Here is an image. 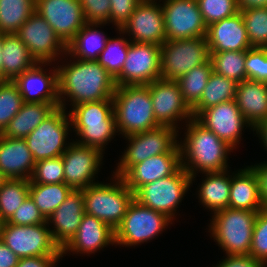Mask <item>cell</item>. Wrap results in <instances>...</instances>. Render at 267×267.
<instances>
[{"label": "cell", "instance_id": "6da1fadb", "mask_svg": "<svg viewBox=\"0 0 267 267\" xmlns=\"http://www.w3.org/2000/svg\"><path fill=\"white\" fill-rule=\"evenodd\" d=\"M56 67L59 107L66 111L84 102L113 98L115 79L96 60L75 59L66 53Z\"/></svg>", "mask_w": 267, "mask_h": 267}, {"label": "cell", "instance_id": "7a4b0ae2", "mask_svg": "<svg viewBox=\"0 0 267 267\" xmlns=\"http://www.w3.org/2000/svg\"><path fill=\"white\" fill-rule=\"evenodd\" d=\"M179 146L181 166L191 176V187L193 183L197 185L199 173L219 172L231 168L229 155L235 150L195 118L180 129Z\"/></svg>", "mask_w": 267, "mask_h": 267}, {"label": "cell", "instance_id": "3957f363", "mask_svg": "<svg viewBox=\"0 0 267 267\" xmlns=\"http://www.w3.org/2000/svg\"><path fill=\"white\" fill-rule=\"evenodd\" d=\"M258 211L225 208L209 215L208 236L223 255H249Z\"/></svg>", "mask_w": 267, "mask_h": 267}, {"label": "cell", "instance_id": "277c9868", "mask_svg": "<svg viewBox=\"0 0 267 267\" xmlns=\"http://www.w3.org/2000/svg\"><path fill=\"white\" fill-rule=\"evenodd\" d=\"M112 100L120 138L160 126L154 116L148 85L117 86Z\"/></svg>", "mask_w": 267, "mask_h": 267}, {"label": "cell", "instance_id": "5b68a950", "mask_svg": "<svg viewBox=\"0 0 267 267\" xmlns=\"http://www.w3.org/2000/svg\"><path fill=\"white\" fill-rule=\"evenodd\" d=\"M110 175L106 180L90 185L82 192L84 212L100 219L115 231L134 200V193L127 187L122 177L112 173Z\"/></svg>", "mask_w": 267, "mask_h": 267}, {"label": "cell", "instance_id": "8992f818", "mask_svg": "<svg viewBox=\"0 0 267 267\" xmlns=\"http://www.w3.org/2000/svg\"><path fill=\"white\" fill-rule=\"evenodd\" d=\"M126 142L122 155L118 157L113 175L123 177L135 164L149 157L164 153H181L179 130L170 126H159L151 130L122 137Z\"/></svg>", "mask_w": 267, "mask_h": 267}, {"label": "cell", "instance_id": "52a82bcc", "mask_svg": "<svg viewBox=\"0 0 267 267\" xmlns=\"http://www.w3.org/2000/svg\"><path fill=\"white\" fill-rule=\"evenodd\" d=\"M175 224L166 215L133 200L122 223L115 229V247H136L157 240Z\"/></svg>", "mask_w": 267, "mask_h": 267}, {"label": "cell", "instance_id": "ba28073f", "mask_svg": "<svg viewBox=\"0 0 267 267\" xmlns=\"http://www.w3.org/2000/svg\"><path fill=\"white\" fill-rule=\"evenodd\" d=\"M189 190L191 192V176L181 166L173 175L141 186L134 193V199L176 222L181 215L178 214L180 203L190 194Z\"/></svg>", "mask_w": 267, "mask_h": 267}, {"label": "cell", "instance_id": "9c48e42d", "mask_svg": "<svg viewBox=\"0 0 267 267\" xmlns=\"http://www.w3.org/2000/svg\"><path fill=\"white\" fill-rule=\"evenodd\" d=\"M72 136L69 113L64 108L58 107L25 140L34 161L37 162L62 156L67 147L74 141Z\"/></svg>", "mask_w": 267, "mask_h": 267}, {"label": "cell", "instance_id": "30bf717a", "mask_svg": "<svg viewBox=\"0 0 267 267\" xmlns=\"http://www.w3.org/2000/svg\"><path fill=\"white\" fill-rule=\"evenodd\" d=\"M161 79L177 81L210 60L206 37L165 41L160 46Z\"/></svg>", "mask_w": 267, "mask_h": 267}, {"label": "cell", "instance_id": "8fae6325", "mask_svg": "<svg viewBox=\"0 0 267 267\" xmlns=\"http://www.w3.org/2000/svg\"><path fill=\"white\" fill-rule=\"evenodd\" d=\"M1 240L19 257L62 256L54 243L49 226L14 225L3 222Z\"/></svg>", "mask_w": 267, "mask_h": 267}, {"label": "cell", "instance_id": "7c38bea8", "mask_svg": "<svg viewBox=\"0 0 267 267\" xmlns=\"http://www.w3.org/2000/svg\"><path fill=\"white\" fill-rule=\"evenodd\" d=\"M155 119L160 126L180 131L193 118L177 81L157 79L148 84ZM183 124V125H182Z\"/></svg>", "mask_w": 267, "mask_h": 267}, {"label": "cell", "instance_id": "4fadbf2b", "mask_svg": "<svg viewBox=\"0 0 267 267\" xmlns=\"http://www.w3.org/2000/svg\"><path fill=\"white\" fill-rule=\"evenodd\" d=\"M195 119L235 151L240 148V144L243 145L241 141L245 130L254 133V128L243 117L235 100L204 109Z\"/></svg>", "mask_w": 267, "mask_h": 267}, {"label": "cell", "instance_id": "5bb4252c", "mask_svg": "<svg viewBox=\"0 0 267 267\" xmlns=\"http://www.w3.org/2000/svg\"><path fill=\"white\" fill-rule=\"evenodd\" d=\"M105 154L96 148L73 141L62 154L65 183L74 190L100 182L99 173L103 169Z\"/></svg>", "mask_w": 267, "mask_h": 267}, {"label": "cell", "instance_id": "9a60e30c", "mask_svg": "<svg viewBox=\"0 0 267 267\" xmlns=\"http://www.w3.org/2000/svg\"><path fill=\"white\" fill-rule=\"evenodd\" d=\"M160 78V46L130 41L125 64L115 79L116 86L148 85Z\"/></svg>", "mask_w": 267, "mask_h": 267}, {"label": "cell", "instance_id": "2e32d148", "mask_svg": "<svg viewBox=\"0 0 267 267\" xmlns=\"http://www.w3.org/2000/svg\"><path fill=\"white\" fill-rule=\"evenodd\" d=\"M16 35L38 63L56 64L66 54V45L37 12L27 19Z\"/></svg>", "mask_w": 267, "mask_h": 267}, {"label": "cell", "instance_id": "e0dca14e", "mask_svg": "<svg viewBox=\"0 0 267 267\" xmlns=\"http://www.w3.org/2000/svg\"><path fill=\"white\" fill-rule=\"evenodd\" d=\"M166 41L206 37L207 25L197 0H160Z\"/></svg>", "mask_w": 267, "mask_h": 267}, {"label": "cell", "instance_id": "ac0fdd59", "mask_svg": "<svg viewBox=\"0 0 267 267\" xmlns=\"http://www.w3.org/2000/svg\"><path fill=\"white\" fill-rule=\"evenodd\" d=\"M121 30L131 42L161 46L166 41L160 0H142Z\"/></svg>", "mask_w": 267, "mask_h": 267}, {"label": "cell", "instance_id": "d6986e66", "mask_svg": "<svg viewBox=\"0 0 267 267\" xmlns=\"http://www.w3.org/2000/svg\"><path fill=\"white\" fill-rule=\"evenodd\" d=\"M13 82L24 102L51 103L56 108L59 107L58 72L55 63L37 62Z\"/></svg>", "mask_w": 267, "mask_h": 267}, {"label": "cell", "instance_id": "ffe728a7", "mask_svg": "<svg viewBox=\"0 0 267 267\" xmlns=\"http://www.w3.org/2000/svg\"><path fill=\"white\" fill-rule=\"evenodd\" d=\"M35 10L65 45L86 24L79 0H35Z\"/></svg>", "mask_w": 267, "mask_h": 267}, {"label": "cell", "instance_id": "44dd1931", "mask_svg": "<svg viewBox=\"0 0 267 267\" xmlns=\"http://www.w3.org/2000/svg\"><path fill=\"white\" fill-rule=\"evenodd\" d=\"M108 246L115 247V231L100 219L85 213L75 236L61 250V255L62 259L70 255L90 257Z\"/></svg>", "mask_w": 267, "mask_h": 267}, {"label": "cell", "instance_id": "7402d4cb", "mask_svg": "<svg viewBox=\"0 0 267 267\" xmlns=\"http://www.w3.org/2000/svg\"><path fill=\"white\" fill-rule=\"evenodd\" d=\"M84 212L82 190H72L46 220L54 243L62 250L75 236Z\"/></svg>", "mask_w": 267, "mask_h": 267}, {"label": "cell", "instance_id": "603a6c76", "mask_svg": "<svg viewBox=\"0 0 267 267\" xmlns=\"http://www.w3.org/2000/svg\"><path fill=\"white\" fill-rule=\"evenodd\" d=\"M206 40L210 53L246 51L252 48L240 11L207 26Z\"/></svg>", "mask_w": 267, "mask_h": 267}, {"label": "cell", "instance_id": "cb8c5ba5", "mask_svg": "<svg viewBox=\"0 0 267 267\" xmlns=\"http://www.w3.org/2000/svg\"><path fill=\"white\" fill-rule=\"evenodd\" d=\"M181 167V153H164L135 164L122 178L135 193L141 186L173 175Z\"/></svg>", "mask_w": 267, "mask_h": 267}, {"label": "cell", "instance_id": "d4e9b609", "mask_svg": "<svg viewBox=\"0 0 267 267\" xmlns=\"http://www.w3.org/2000/svg\"><path fill=\"white\" fill-rule=\"evenodd\" d=\"M35 163L25 139L0 134V170L7 179L30 180Z\"/></svg>", "mask_w": 267, "mask_h": 267}, {"label": "cell", "instance_id": "484cf974", "mask_svg": "<svg viewBox=\"0 0 267 267\" xmlns=\"http://www.w3.org/2000/svg\"><path fill=\"white\" fill-rule=\"evenodd\" d=\"M202 178L197 188L195 186L196 199L198 203L203 207L202 209L210 212V215L214 212L228 208L230 185H231V168L219 171V172H207L200 173Z\"/></svg>", "mask_w": 267, "mask_h": 267}, {"label": "cell", "instance_id": "4316f807", "mask_svg": "<svg viewBox=\"0 0 267 267\" xmlns=\"http://www.w3.org/2000/svg\"><path fill=\"white\" fill-rule=\"evenodd\" d=\"M228 208L248 211L264 209L259 196L258 177L249 165L231 170Z\"/></svg>", "mask_w": 267, "mask_h": 267}, {"label": "cell", "instance_id": "83f0119b", "mask_svg": "<svg viewBox=\"0 0 267 267\" xmlns=\"http://www.w3.org/2000/svg\"><path fill=\"white\" fill-rule=\"evenodd\" d=\"M235 102L243 117L255 129L267 120V83L252 80L237 83Z\"/></svg>", "mask_w": 267, "mask_h": 267}, {"label": "cell", "instance_id": "f1b7e54d", "mask_svg": "<svg viewBox=\"0 0 267 267\" xmlns=\"http://www.w3.org/2000/svg\"><path fill=\"white\" fill-rule=\"evenodd\" d=\"M106 26L110 25L107 23H86L66 45V53L75 59L97 60L109 37L102 30Z\"/></svg>", "mask_w": 267, "mask_h": 267}, {"label": "cell", "instance_id": "f546056e", "mask_svg": "<svg viewBox=\"0 0 267 267\" xmlns=\"http://www.w3.org/2000/svg\"><path fill=\"white\" fill-rule=\"evenodd\" d=\"M55 109L51 103L24 102L1 135L25 139Z\"/></svg>", "mask_w": 267, "mask_h": 267}, {"label": "cell", "instance_id": "4dcf8cb0", "mask_svg": "<svg viewBox=\"0 0 267 267\" xmlns=\"http://www.w3.org/2000/svg\"><path fill=\"white\" fill-rule=\"evenodd\" d=\"M2 59L3 81H13L37 63L16 34H5Z\"/></svg>", "mask_w": 267, "mask_h": 267}, {"label": "cell", "instance_id": "1f68e13d", "mask_svg": "<svg viewBox=\"0 0 267 267\" xmlns=\"http://www.w3.org/2000/svg\"><path fill=\"white\" fill-rule=\"evenodd\" d=\"M74 141L78 144L89 146L100 150L103 154L108 149L111 141H117L118 134L116 121H103L95 124H72Z\"/></svg>", "mask_w": 267, "mask_h": 267}, {"label": "cell", "instance_id": "d6a6232c", "mask_svg": "<svg viewBox=\"0 0 267 267\" xmlns=\"http://www.w3.org/2000/svg\"><path fill=\"white\" fill-rule=\"evenodd\" d=\"M236 87L237 83L234 80L213 71L202 92L200 101L192 108L193 118H196L204 109L222 102L235 100Z\"/></svg>", "mask_w": 267, "mask_h": 267}, {"label": "cell", "instance_id": "836d02e7", "mask_svg": "<svg viewBox=\"0 0 267 267\" xmlns=\"http://www.w3.org/2000/svg\"><path fill=\"white\" fill-rule=\"evenodd\" d=\"M72 190L66 183H29V196L46 220Z\"/></svg>", "mask_w": 267, "mask_h": 267}, {"label": "cell", "instance_id": "e575fe53", "mask_svg": "<svg viewBox=\"0 0 267 267\" xmlns=\"http://www.w3.org/2000/svg\"><path fill=\"white\" fill-rule=\"evenodd\" d=\"M35 11V0H0V33L16 34Z\"/></svg>", "mask_w": 267, "mask_h": 267}, {"label": "cell", "instance_id": "d590c367", "mask_svg": "<svg viewBox=\"0 0 267 267\" xmlns=\"http://www.w3.org/2000/svg\"><path fill=\"white\" fill-rule=\"evenodd\" d=\"M117 35L108 37L105 48L96 60L107 72L116 79L127 58L130 40L121 29H116Z\"/></svg>", "mask_w": 267, "mask_h": 267}, {"label": "cell", "instance_id": "8d00e7d4", "mask_svg": "<svg viewBox=\"0 0 267 267\" xmlns=\"http://www.w3.org/2000/svg\"><path fill=\"white\" fill-rule=\"evenodd\" d=\"M212 72L213 67L211 60H209L193 68L177 80L183 98L191 109L200 101L202 92L207 86Z\"/></svg>", "mask_w": 267, "mask_h": 267}, {"label": "cell", "instance_id": "74e56055", "mask_svg": "<svg viewBox=\"0 0 267 267\" xmlns=\"http://www.w3.org/2000/svg\"><path fill=\"white\" fill-rule=\"evenodd\" d=\"M68 113L71 124H95L103 123V121H115L112 99L84 102L73 106Z\"/></svg>", "mask_w": 267, "mask_h": 267}, {"label": "cell", "instance_id": "f35d334b", "mask_svg": "<svg viewBox=\"0 0 267 267\" xmlns=\"http://www.w3.org/2000/svg\"><path fill=\"white\" fill-rule=\"evenodd\" d=\"M246 51H223L210 53L213 71L240 83L247 80L245 69Z\"/></svg>", "mask_w": 267, "mask_h": 267}, {"label": "cell", "instance_id": "ab89813d", "mask_svg": "<svg viewBox=\"0 0 267 267\" xmlns=\"http://www.w3.org/2000/svg\"><path fill=\"white\" fill-rule=\"evenodd\" d=\"M29 196V180L7 179L0 187V218L7 222Z\"/></svg>", "mask_w": 267, "mask_h": 267}, {"label": "cell", "instance_id": "60d3db41", "mask_svg": "<svg viewBox=\"0 0 267 267\" xmlns=\"http://www.w3.org/2000/svg\"><path fill=\"white\" fill-rule=\"evenodd\" d=\"M251 47L267 48V7L241 10Z\"/></svg>", "mask_w": 267, "mask_h": 267}, {"label": "cell", "instance_id": "b9f144b4", "mask_svg": "<svg viewBox=\"0 0 267 267\" xmlns=\"http://www.w3.org/2000/svg\"><path fill=\"white\" fill-rule=\"evenodd\" d=\"M24 101L13 81H0V134L20 111Z\"/></svg>", "mask_w": 267, "mask_h": 267}, {"label": "cell", "instance_id": "7bdbcfd3", "mask_svg": "<svg viewBox=\"0 0 267 267\" xmlns=\"http://www.w3.org/2000/svg\"><path fill=\"white\" fill-rule=\"evenodd\" d=\"M62 156L37 161L29 183H65Z\"/></svg>", "mask_w": 267, "mask_h": 267}, {"label": "cell", "instance_id": "ee69618b", "mask_svg": "<svg viewBox=\"0 0 267 267\" xmlns=\"http://www.w3.org/2000/svg\"><path fill=\"white\" fill-rule=\"evenodd\" d=\"M207 26L239 12L237 0H197Z\"/></svg>", "mask_w": 267, "mask_h": 267}, {"label": "cell", "instance_id": "f6af8a7d", "mask_svg": "<svg viewBox=\"0 0 267 267\" xmlns=\"http://www.w3.org/2000/svg\"><path fill=\"white\" fill-rule=\"evenodd\" d=\"M249 255L267 267V208L257 213Z\"/></svg>", "mask_w": 267, "mask_h": 267}, {"label": "cell", "instance_id": "bcb514c9", "mask_svg": "<svg viewBox=\"0 0 267 267\" xmlns=\"http://www.w3.org/2000/svg\"><path fill=\"white\" fill-rule=\"evenodd\" d=\"M245 69L247 80L267 83V48L246 50Z\"/></svg>", "mask_w": 267, "mask_h": 267}, {"label": "cell", "instance_id": "7dc6e473", "mask_svg": "<svg viewBox=\"0 0 267 267\" xmlns=\"http://www.w3.org/2000/svg\"><path fill=\"white\" fill-rule=\"evenodd\" d=\"M7 223L25 226L45 224L47 222L44 216L40 213L34 201L30 196H28L24 200V202L16 209Z\"/></svg>", "mask_w": 267, "mask_h": 267}, {"label": "cell", "instance_id": "c3c4849f", "mask_svg": "<svg viewBox=\"0 0 267 267\" xmlns=\"http://www.w3.org/2000/svg\"><path fill=\"white\" fill-rule=\"evenodd\" d=\"M86 23L110 25V0H79Z\"/></svg>", "mask_w": 267, "mask_h": 267}, {"label": "cell", "instance_id": "681fc988", "mask_svg": "<svg viewBox=\"0 0 267 267\" xmlns=\"http://www.w3.org/2000/svg\"><path fill=\"white\" fill-rule=\"evenodd\" d=\"M142 0H110V25L121 29Z\"/></svg>", "mask_w": 267, "mask_h": 267}, {"label": "cell", "instance_id": "f907efd6", "mask_svg": "<svg viewBox=\"0 0 267 267\" xmlns=\"http://www.w3.org/2000/svg\"><path fill=\"white\" fill-rule=\"evenodd\" d=\"M212 267H265L251 255H223Z\"/></svg>", "mask_w": 267, "mask_h": 267}, {"label": "cell", "instance_id": "816d5d0a", "mask_svg": "<svg viewBox=\"0 0 267 267\" xmlns=\"http://www.w3.org/2000/svg\"><path fill=\"white\" fill-rule=\"evenodd\" d=\"M62 256H34L19 259L16 267H56Z\"/></svg>", "mask_w": 267, "mask_h": 267}, {"label": "cell", "instance_id": "f5cc1de1", "mask_svg": "<svg viewBox=\"0 0 267 267\" xmlns=\"http://www.w3.org/2000/svg\"><path fill=\"white\" fill-rule=\"evenodd\" d=\"M256 173L259 181V196L264 208H267V159L265 161L252 162L249 165Z\"/></svg>", "mask_w": 267, "mask_h": 267}, {"label": "cell", "instance_id": "db71d44e", "mask_svg": "<svg viewBox=\"0 0 267 267\" xmlns=\"http://www.w3.org/2000/svg\"><path fill=\"white\" fill-rule=\"evenodd\" d=\"M19 257L0 239V267H16Z\"/></svg>", "mask_w": 267, "mask_h": 267}, {"label": "cell", "instance_id": "11a10c76", "mask_svg": "<svg viewBox=\"0 0 267 267\" xmlns=\"http://www.w3.org/2000/svg\"><path fill=\"white\" fill-rule=\"evenodd\" d=\"M254 136L259 139L260 146L263 147L265 150L267 156V120L260 123L255 129H254ZM267 158V157H266Z\"/></svg>", "mask_w": 267, "mask_h": 267}, {"label": "cell", "instance_id": "9f6ffc18", "mask_svg": "<svg viewBox=\"0 0 267 267\" xmlns=\"http://www.w3.org/2000/svg\"><path fill=\"white\" fill-rule=\"evenodd\" d=\"M239 11L249 8L267 7V0H237Z\"/></svg>", "mask_w": 267, "mask_h": 267}, {"label": "cell", "instance_id": "6f0895ef", "mask_svg": "<svg viewBox=\"0 0 267 267\" xmlns=\"http://www.w3.org/2000/svg\"><path fill=\"white\" fill-rule=\"evenodd\" d=\"M5 34L0 33V81H3V65H2V47H3V38Z\"/></svg>", "mask_w": 267, "mask_h": 267}, {"label": "cell", "instance_id": "680465c9", "mask_svg": "<svg viewBox=\"0 0 267 267\" xmlns=\"http://www.w3.org/2000/svg\"><path fill=\"white\" fill-rule=\"evenodd\" d=\"M7 180V178L3 175V173L0 170V187L3 185V183Z\"/></svg>", "mask_w": 267, "mask_h": 267}, {"label": "cell", "instance_id": "91938a15", "mask_svg": "<svg viewBox=\"0 0 267 267\" xmlns=\"http://www.w3.org/2000/svg\"><path fill=\"white\" fill-rule=\"evenodd\" d=\"M2 226H3V221L0 218V239H1V230H2Z\"/></svg>", "mask_w": 267, "mask_h": 267}]
</instances>
